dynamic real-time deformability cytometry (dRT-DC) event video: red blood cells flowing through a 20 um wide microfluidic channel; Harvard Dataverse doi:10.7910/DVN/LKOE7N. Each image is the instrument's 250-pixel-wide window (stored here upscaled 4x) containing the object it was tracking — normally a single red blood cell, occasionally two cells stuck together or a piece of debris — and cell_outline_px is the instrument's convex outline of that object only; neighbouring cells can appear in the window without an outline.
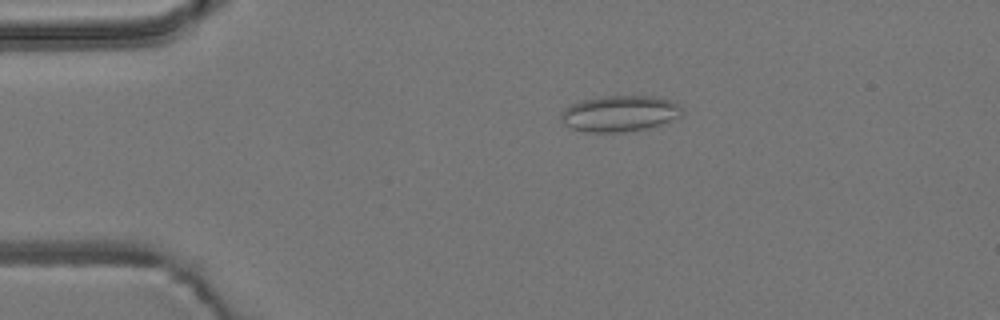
{"species": "common noctule bat (a hibernating species)", "species_latin": "Nyctalus noctula", "temperature_condition": "room temperature", "stored_images_in_passage": 51, "camera_frame_rate_fps": 3000, "um_per_image_px": 0.085, "animal": {"sex": "male", "body_mass_g": 19.2, "forearm_length_mm": 51.8}, "frame": {"image": 1, "passage_image": 8, "time_ms": 2.333, "image_size_px": [1000, 320], "cell_outline_px": [[684, 112], [680, 116], [668, 124], [620, 132], [584, 132], [572, 128], [564, 124], [560, 116], [564, 108], [580, 100], [600, 96], [652, 96], [668, 100], [684, 108]], "centroid_in_image_um": [52.69, 9.65], "position_along_channel_um": 32.3, "area_um2": 25.61}}
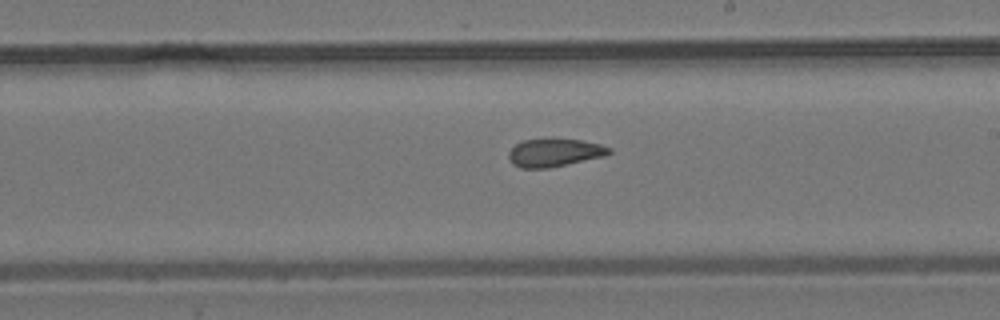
{"frame": {"image": 2, "passage_image": 28, "time_ms": 9.0, "image_size_px": [1000, 320], "cell_outline_px": [[612, 152], [604, 156], [548, 168], [520, 168], [512, 164], [508, 156], [508, 152], [516, 144], [524, 140], [580, 140], [600, 144], [612, 148]], "centroid_in_image_um": [47.12, 12.99], "position_along_channel_um": 241.9, "area_um2": 16.07}}
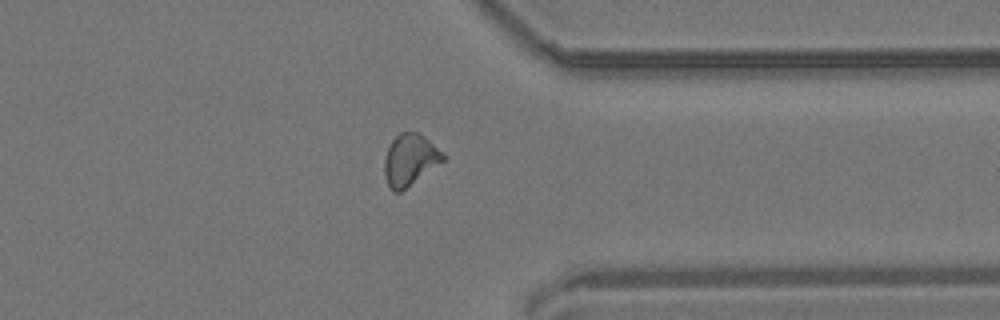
{"frame": {"image": 3, "passage_image": 39, "time_ms": 12.667, "image_size_px": [1000, 320], "cell_outline_px": [[448, 156], [444, 160], [400, 192], [392, 192], [384, 176], [384, 160], [388, 148], [392, 140], [400, 132], [420, 132], [444, 152]], "centroid_in_image_um": [34.86, 13.56], "position_along_channel_um": 376.5, "area_um2": 17.63}, "authors_computed_cell_mechanics": {"area_um2": 17.2244, "velocity_mm_per_s": 3.8313, "shape_relaxation_time_tau1_ms": null, "shape_relaxation_time_tau2_ms": 2.0973, "deformation_change_tau1": null, "deformation_change_tau2": 0.0986}}